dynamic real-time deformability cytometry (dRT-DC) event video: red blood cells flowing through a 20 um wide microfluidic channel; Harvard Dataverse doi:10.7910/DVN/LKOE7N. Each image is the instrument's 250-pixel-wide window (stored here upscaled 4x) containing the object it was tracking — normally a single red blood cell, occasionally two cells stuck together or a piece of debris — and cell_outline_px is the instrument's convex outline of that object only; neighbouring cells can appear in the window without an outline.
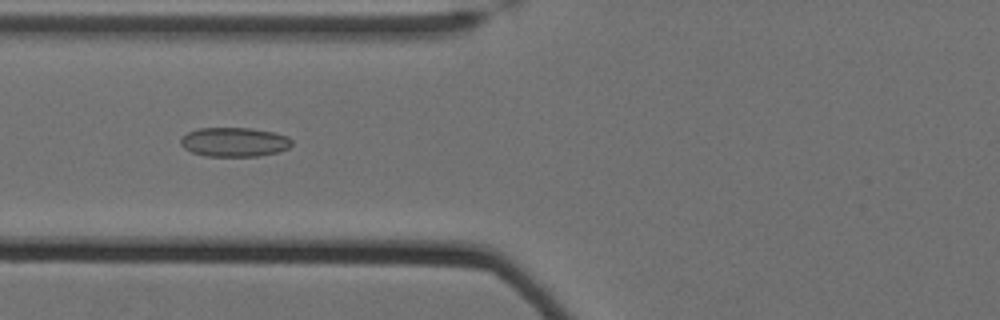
{"species": "Egyptian fruit bat (a non-hibernating species)", "species_latin": "Rousettus aegyptiacus", "temperature_condition": "cold", "stored_images_in_passage": 62, "camera_frame_rate_fps": 3000, "um_per_image_px": 0.085, "animal": {"sex": "female"}, "frame": {"image": 1, "passage_image": 28, "time_ms": 9.0, "image_size_px": [1000, 320], "cell_outline_px": [[292, 144], [288, 148], [280, 152], [256, 156], [204, 156], [192, 152], [184, 148], [180, 144], [180, 140], [188, 132], [200, 128], [252, 128], [272, 132], [288, 136], [292, 140]], "centroid_in_image_um": [19.93, 12.08], "position_along_channel_um": 105.9, "area_um2": 18.96}}
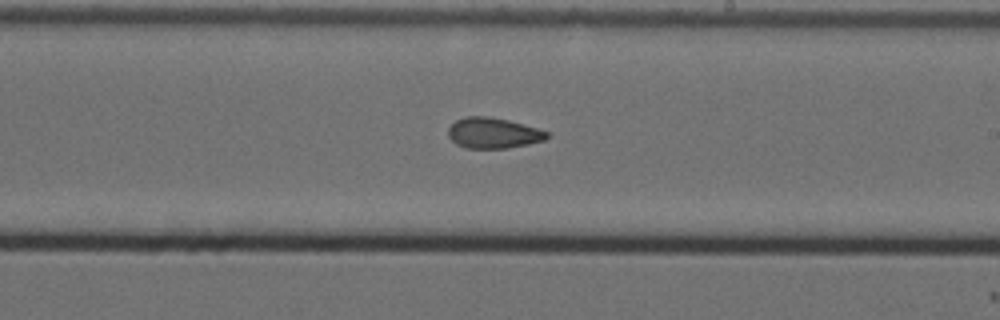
{"frame": {"image": 2, "passage_image": 40, "time_ms": 13.0, "image_size_px": [1000, 320], "cell_outline_px": [[548, 136], [544, 140], [528, 144], [504, 148], [464, 148], [456, 144], [448, 136], [448, 128], [456, 120], [464, 116], [488, 116], [508, 120], [536, 128], [548, 132]], "centroid_in_image_um": [41.88, 11.3], "position_along_channel_um": 247.1, "area_um2": 17.51}}
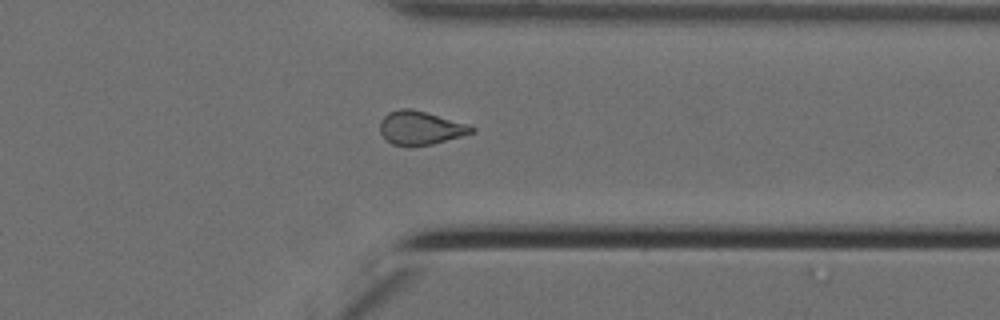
{"frame": {"image": 3, "passage_image": 51, "time_ms": 16.667, "image_size_px": [1000, 320], "cell_outline_px": [[476, 132], [432, 144], [408, 148], [392, 144], [380, 132], [380, 120], [388, 112], [400, 108], [412, 108], [468, 124], [476, 128]], "centroid_in_image_um": [35.73, 10.88], "position_along_channel_um": 375.7, "area_um2": 18.21}, "authors_computed_cell_mechanics": {"area_um2": 18.4382, "velocity_mm_per_s": 3.5079, "shape_relaxation_time_tau1_ms": null, "shape_relaxation_time_tau2_ms": 3.0584, "deformation_change_tau1": null, "deformation_change_tau2": 0.0876}}